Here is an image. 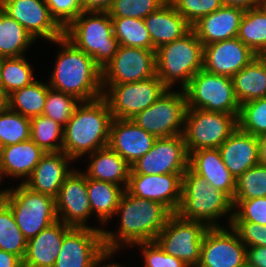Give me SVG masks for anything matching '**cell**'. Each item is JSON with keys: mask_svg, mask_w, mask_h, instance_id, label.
Segmentation results:
<instances>
[{"mask_svg": "<svg viewBox=\"0 0 266 267\" xmlns=\"http://www.w3.org/2000/svg\"><path fill=\"white\" fill-rule=\"evenodd\" d=\"M173 213L162 203L132 196L124 191L114 216H120L117 232L103 229L107 253H116L122 247L155 241Z\"/></svg>", "mask_w": 266, "mask_h": 267, "instance_id": "1", "label": "cell"}, {"mask_svg": "<svg viewBox=\"0 0 266 267\" xmlns=\"http://www.w3.org/2000/svg\"><path fill=\"white\" fill-rule=\"evenodd\" d=\"M57 52L54 69L47 81L50 88L75 96L81 102L103 97L102 69L93 58L75 47L64 36L53 41Z\"/></svg>", "mask_w": 266, "mask_h": 267, "instance_id": "2", "label": "cell"}, {"mask_svg": "<svg viewBox=\"0 0 266 267\" xmlns=\"http://www.w3.org/2000/svg\"><path fill=\"white\" fill-rule=\"evenodd\" d=\"M113 120L107 101L81 102L64 127L63 152L73 161L107 147Z\"/></svg>", "mask_w": 266, "mask_h": 267, "instance_id": "3", "label": "cell"}, {"mask_svg": "<svg viewBox=\"0 0 266 267\" xmlns=\"http://www.w3.org/2000/svg\"><path fill=\"white\" fill-rule=\"evenodd\" d=\"M176 213L183 219L204 222L208 227H221L218 219L228 215L229 227L233 201L188 168L182 176L181 202Z\"/></svg>", "mask_w": 266, "mask_h": 267, "instance_id": "4", "label": "cell"}, {"mask_svg": "<svg viewBox=\"0 0 266 267\" xmlns=\"http://www.w3.org/2000/svg\"><path fill=\"white\" fill-rule=\"evenodd\" d=\"M64 37L103 69L119 48L108 12L83 11L65 29Z\"/></svg>", "mask_w": 266, "mask_h": 267, "instance_id": "5", "label": "cell"}, {"mask_svg": "<svg viewBox=\"0 0 266 267\" xmlns=\"http://www.w3.org/2000/svg\"><path fill=\"white\" fill-rule=\"evenodd\" d=\"M203 49L192 29L182 38L156 49L157 77L168 89L179 83L183 90L191 78L203 69Z\"/></svg>", "mask_w": 266, "mask_h": 267, "instance_id": "6", "label": "cell"}, {"mask_svg": "<svg viewBox=\"0 0 266 267\" xmlns=\"http://www.w3.org/2000/svg\"><path fill=\"white\" fill-rule=\"evenodd\" d=\"M1 199L10 207L24 237L29 240L57 219L55 198L35 192L22 182L15 188H4Z\"/></svg>", "mask_w": 266, "mask_h": 267, "instance_id": "7", "label": "cell"}, {"mask_svg": "<svg viewBox=\"0 0 266 267\" xmlns=\"http://www.w3.org/2000/svg\"><path fill=\"white\" fill-rule=\"evenodd\" d=\"M183 90L188 108L239 115L240 103L230 77L201 69Z\"/></svg>", "mask_w": 266, "mask_h": 267, "instance_id": "8", "label": "cell"}, {"mask_svg": "<svg viewBox=\"0 0 266 267\" xmlns=\"http://www.w3.org/2000/svg\"><path fill=\"white\" fill-rule=\"evenodd\" d=\"M187 108L184 90L167 89L157 101L131 120L156 138L183 135Z\"/></svg>", "mask_w": 266, "mask_h": 267, "instance_id": "9", "label": "cell"}, {"mask_svg": "<svg viewBox=\"0 0 266 267\" xmlns=\"http://www.w3.org/2000/svg\"><path fill=\"white\" fill-rule=\"evenodd\" d=\"M238 116L187 108L183 136L188 153L219 148L238 128Z\"/></svg>", "mask_w": 266, "mask_h": 267, "instance_id": "10", "label": "cell"}, {"mask_svg": "<svg viewBox=\"0 0 266 267\" xmlns=\"http://www.w3.org/2000/svg\"><path fill=\"white\" fill-rule=\"evenodd\" d=\"M103 98L115 119H132L152 105L168 89L156 76L124 84H102Z\"/></svg>", "mask_w": 266, "mask_h": 267, "instance_id": "11", "label": "cell"}, {"mask_svg": "<svg viewBox=\"0 0 266 267\" xmlns=\"http://www.w3.org/2000/svg\"><path fill=\"white\" fill-rule=\"evenodd\" d=\"M208 228L204 222L183 219L173 213L155 242L168 255L179 258L189 267H197L203 235Z\"/></svg>", "mask_w": 266, "mask_h": 267, "instance_id": "12", "label": "cell"}, {"mask_svg": "<svg viewBox=\"0 0 266 267\" xmlns=\"http://www.w3.org/2000/svg\"><path fill=\"white\" fill-rule=\"evenodd\" d=\"M189 153L183 135L157 138L153 147L132 166L130 174H184Z\"/></svg>", "mask_w": 266, "mask_h": 267, "instance_id": "13", "label": "cell"}, {"mask_svg": "<svg viewBox=\"0 0 266 267\" xmlns=\"http://www.w3.org/2000/svg\"><path fill=\"white\" fill-rule=\"evenodd\" d=\"M156 76L155 50L120 45L102 69V84H124Z\"/></svg>", "mask_w": 266, "mask_h": 267, "instance_id": "14", "label": "cell"}, {"mask_svg": "<svg viewBox=\"0 0 266 267\" xmlns=\"http://www.w3.org/2000/svg\"><path fill=\"white\" fill-rule=\"evenodd\" d=\"M57 219L70 227L104 228L87 225L92 215L87 191V177L82 170L73 171L65 178L58 195L55 197Z\"/></svg>", "mask_w": 266, "mask_h": 267, "instance_id": "15", "label": "cell"}, {"mask_svg": "<svg viewBox=\"0 0 266 267\" xmlns=\"http://www.w3.org/2000/svg\"><path fill=\"white\" fill-rule=\"evenodd\" d=\"M106 254L102 231L73 227L64 236L53 267H95Z\"/></svg>", "mask_w": 266, "mask_h": 267, "instance_id": "16", "label": "cell"}, {"mask_svg": "<svg viewBox=\"0 0 266 267\" xmlns=\"http://www.w3.org/2000/svg\"><path fill=\"white\" fill-rule=\"evenodd\" d=\"M209 227L203 235L197 267H241L246 263V246L237 233L226 228Z\"/></svg>", "mask_w": 266, "mask_h": 267, "instance_id": "17", "label": "cell"}, {"mask_svg": "<svg viewBox=\"0 0 266 267\" xmlns=\"http://www.w3.org/2000/svg\"><path fill=\"white\" fill-rule=\"evenodd\" d=\"M0 9L35 40L43 38L53 42L64 36V29L52 17L45 0H2Z\"/></svg>", "mask_w": 266, "mask_h": 267, "instance_id": "18", "label": "cell"}, {"mask_svg": "<svg viewBox=\"0 0 266 267\" xmlns=\"http://www.w3.org/2000/svg\"><path fill=\"white\" fill-rule=\"evenodd\" d=\"M183 174H130L126 191L132 196L157 201L172 213L181 202Z\"/></svg>", "mask_w": 266, "mask_h": 267, "instance_id": "19", "label": "cell"}, {"mask_svg": "<svg viewBox=\"0 0 266 267\" xmlns=\"http://www.w3.org/2000/svg\"><path fill=\"white\" fill-rule=\"evenodd\" d=\"M256 56L238 37L205 45L203 69L232 78Z\"/></svg>", "mask_w": 266, "mask_h": 267, "instance_id": "20", "label": "cell"}, {"mask_svg": "<svg viewBox=\"0 0 266 267\" xmlns=\"http://www.w3.org/2000/svg\"><path fill=\"white\" fill-rule=\"evenodd\" d=\"M156 139L131 119L113 118L108 146L132 166L149 152Z\"/></svg>", "mask_w": 266, "mask_h": 267, "instance_id": "21", "label": "cell"}, {"mask_svg": "<svg viewBox=\"0 0 266 267\" xmlns=\"http://www.w3.org/2000/svg\"><path fill=\"white\" fill-rule=\"evenodd\" d=\"M71 162L74 163L63 151L47 152L23 184L35 192L55 198L65 178L73 171L69 166Z\"/></svg>", "mask_w": 266, "mask_h": 267, "instance_id": "22", "label": "cell"}, {"mask_svg": "<svg viewBox=\"0 0 266 267\" xmlns=\"http://www.w3.org/2000/svg\"><path fill=\"white\" fill-rule=\"evenodd\" d=\"M245 10L239 7L221 6L213 13L200 18L191 29L203 46L237 37Z\"/></svg>", "mask_w": 266, "mask_h": 267, "instance_id": "23", "label": "cell"}, {"mask_svg": "<svg viewBox=\"0 0 266 267\" xmlns=\"http://www.w3.org/2000/svg\"><path fill=\"white\" fill-rule=\"evenodd\" d=\"M72 228L57 220L37 236L27 240L23 267H53L61 250L64 236Z\"/></svg>", "mask_w": 266, "mask_h": 267, "instance_id": "24", "label": "cell"}, {"mask_svg": "<svg viewBox=\"0 0 266 267\" xmlns=\"http://www.w3.org/2000/svg\"><path fill=\"white\" fill-rule=\"evenodd\" d=\"M218 149L223 163L235 179L259 163L258 137L242 131L239 127Z\"/></svg>", "mask_w": 266, "mask_h": 267, "instance_id": "25", "label": "cell"}, {"mask_svg": "<svg viewBox=\"0 0 266 267\" xmlns=\"http://www.w3.org/2000/svg\"><path fill=\"white\" fill-rule=\"evenodd\" d=\"M189 168L233 201L236 179L223 163L218 148L198 149L189 154Z\"/></svg>", "mask_w": 266, "mask_h": 267, "instance_id": "26", "label": "cell"}, {"mask_svg": "<svg viewBox=\"0 0 266 267\" xmlns=\"http://www.w3.org/2000/svg\"><path fill=\"white\" fill-rule=\"evenodd\" d=\"M44 154L31 139L0 148V185L6 176L24 183Z\"/></svg>", "mask_w": 266, "mask_h": 267, "instance_id": "27", "label": "cell"}, {"mask_svg": "<svg viewBox=\"0 0 266 267\" xmlns=\"http://www.w3.org/2000/svg\"><path fill=\"white\" fill-rule=\"evenodd\" d=\"M156 49L182 38L191 30V25L167 1L158 10L143 19Z\"/></svg>", "mask_w": 266, "mask_h": 267, "instance_id": "28", "label": "cell"}, {"mask_svg": "<svg viewBox=\"0 0 266 267\" xmlns=\"http://www.w3.org/2000/svg\"><path fill=\"white\" fill-rule=\"evenodd\" d=\"M88 167L82 171L87 178L109 182L123 187L128 185L131 165L109 146L87 155Z\"/></svg>", "mask_w": 266, "mask_h": 267, "instance_id": "29", "label": "cell"}, {"mask_svg": "<svg viewBox=\"0 0 266 267\" xmlns=\"http://www.w3.org/2000/svg\"><path fill=\"white\" fill-rule=\"evenodd\" d=\"M234 92L241 104L266 97V56H256L233 77Z\"/></svg>", "mask_w": 266, "mask_h": 267, "instance_id": "30", "label": "cell"}, {"mask_svg": "<svg viewBox=\"0 0 266 267\" xmlns=\"http://www.w3.org/2000/svg\"><path fill=\"white\" fill-rule=\"evenodd\" d=\"M87 191L92 214L96 215L100 225H107L113 218L125 189L109 182L87 178Z\"/></svg>", "mask_w": 266, "mask_h": 267, "instance_id": "31", "label": "cell"}, {"mask_svg": "<svg viewBox=\"0 0 266 267\" xmlns=\"http://www.w3.org/2000/svg\"><path fill=\"white\" fill-rule=\"evenodd\" d=\"M237 37L258 56H266V3L245 10Z\"/></svg>", "mask_w": 266, "mask_h": 267, "instance_id": "32", "label": "cell"}, {"mask_svg": "<svg viewBox=\"0 0 266 267\" xmlns=\"http://www.w3.org/2000/svg\"><path fill=\"white\" fill-rule=\"evenodd\" d=\"M36 40L0 9V57H22Z\"/></svg>", "mask_w": 266, "mask_h": 267, "instance_id": "33", "label": "cell"}, {"mask_svg": "<svg viewBox=\"0 0 266 267\" xmlns=\"http://www.w3.org/2000/svg\"><path fill=\"white\" fill-rule=\"evenodd\" d=\"M48 83L34 80L30 85L13 91L7 96L8 108L32 118L43 113L47 99Z\"/></svg>", "mask_w": 266, "mask_h": 267, "instance_id": "34", "label": "cell"}, {"mask_svg": "<svg viewBox=\"0 0 266 267\" xmlns=\"http://www.w3.org/2000/svg\"><path fill=\"white\" fill-rule=\"evenodd\" d=\"M113 32L119 45L155 50L143 19L111 17Z\"/></svg>", "mask_w": 266, "mask_h": 267, "instance_id": "35", "label": "cell"}, {"mask_svg": "<svg viewBox=\"0 0 266 267\" xmlns=\"http://www.w3.org/2000/svg\"><path fill=\"white\" fill-rule=\"evenodd\" d=\"M33 66L25 56L3 58L0 69V88L8 96L13 91L30 85L36 77Z\"/></svg>", "mask_w": 266, "mask_h": 267, "instance_id": "36", "label": "cell"}, {"mask_svg": "<svg viewBox=\"0 0 266 267\" xmlns=\"http://www.w3.org/2000/svg\"><path fill=\"white\" fill-rule=\"evenodd\" d=\"M30 139L45 153L63 151L64 127L51 118L40 115L30 118Z\"/></svg>", "mask_w": 266, "mask_h": 267, "instance_id": "37", "label": "cell"}, {"mask_svg": "<svg viewBox=\"0 0 266 267\" xmlns=\"http://www.w3.org/2000/svg\"><path fill=\"white\" fill-rule=\"evenodd\" d=\"M26 249L27 239L19 229L10 207L0 199V250L23 260Z\"/></svg>", "mask_w": 266, "mask_h": 267, "instance_id": "38", "label": "cell"}, {"mask_svg": "<svg viewBox=\"0 0 266 267\" xmlns=\"http://www.w3.org/2000/svg\"><path fill=\"white\" fill-rule=\"evenodd\" d=\"M31 121L8 107L0 112V148L30 139Z\"/></svg>", "mask_w": 266, "mask_h": 267, "instance_id": "39", "label": "cell"}, {"mask_svg": "<svg viewBox=\"0 0 266 267\" xmlns=\"http://www.w3.org/2000/svg\"><path fill=\"white\" fill-rule=\"evenodd\" d=\"M238 127L255 137L266 135V97L240 105Z\"/></svg>", "mask_w": 266, "mask_h": 267, "instance_id": "40", "label": "cell"}, {"mask_svg": "<svg viewBox=\"0 0 266 267\" xmlns=\"http://www.w3.org/2000/svg\"><path fill=\"white\" fill-rule=\"evenodd\" d=\"M80 103L81 101L75 96L52 89L48 85L47 99L42 115L65 127Z\"/></svg>", "mask_w": 266, "mask_h": 267, "instance_id": "41", "label": "cell"}, {"mask_svg": "<svg viewBox=\"0 0 266 267\" xmlns=\"http://www.w3.org/2000/svg\"><path fill=\"white\" fill-rule=\"evenodd\" d=\"M266 197V165L258 163L236 179L233 199Z\"/></svg>", "mask_w": 266, "mask_h": 267, "instance_id": "42", "label": "cell"}, {"mask_svg": "<svg viewBox=\"0 0 266 267\" xmlns=\"http://www.w3.org/2000/svg\"><path fill=\"white\" fill-rule=\"evenodd\" d=\"M168 0H114L107 11L110 17H127L144 19L158 10Z\"/></svg>", "mask_w": 266, "mask_h": 267, "instance_id": "43", "label": "cell"}, {"mask_svg": "<svg viewBox=\"0 0 266 267\" xmlns=\"http://www.w3.org/2000/svg\"><path fill=\"white\" fill-rule=\"evenodd\" d=\"M231 221H249L266 226V197L233 199Z\"/></svg>", "mask_w": 266, "mask_h": 267, "instance_id": "44", "label": "cell"}, {"mask_svg": "<svg viewBox=\"0 0 266 267\" xmlns=\"http://www.w3.org/2000/svg\"><path fill=\"white\" fill-rule=\"evenodd\" d=\"M177 12L192 26L200 18L223 6L221 0H168Z\"/></svg>", "mask_w": 266, "mask_h": 267, "instance_id": "45", "label": "cell"}, {"mask_svg": "<svg viewBox=\"0 0 266 267\" xmlns=\"http://www.w3.org/2000/svg\"><path fill=\"white\" fill-rule=\"evenodd\" d=\"M144 260L142 267H189L179 258L168 255L155 241L138 243Z\"/></svg>", "mask_w": 266, "mask_h": 267, "instance_id": "46", "label": "cell"}, {"mask_svg": "<svg viewBox=\"0 0 266 267\" xmlns=\"http://www.w3.org/2000/svg\"><path fill=\"white\" fill-rule=\"evenodd\" d=\"M52 17L65 29L82 12L81 0H45Z\"/></svg>", "mask_w": 266, "mask_h": 267, "instance_id": "47", "label": "cell"}, {"mask_svg": "<svg viewBox=\"0 0 266 267\" xmlns=\"http://www.w3.org/2000/svg\"><path fill=\"white\" fill-rule=\"evenodd\" d=\"M231 228L246 247H266V226L249 221H231Z\"/></svg>", "mask_w": 266, "mask_h": 267, "instance_id": "48", "label": "cell"}, {"mask_svg": "<svg viewBox=\"0 0 266 267\" xmlns=\"http://www.w3.org/2000/svg\"><path fill=\"white\" fill-rule=\"evenodd\" d=\"M246 263L252 267H266V247H247Z\"/></svg>", "mask_w": 266, "mask_h": 267, "instance_id": "49", "label": "cell"}, {"mask_svg": "<svg viewBox=\"0 0 266 267\" xmlns=\"http://www.w3.org/2000/svg\"><path fill=\"white\" fill-rule=\"evenodd\" d=\"M114 0H81L83 11L107 12Z\"/></svg>", "mask_w": 266, "mask_h": 267, "instance_id": "50", "label": "cell"}, {"mask_svg": "<svg viewBox=\"0 0 266 267\" xmlns=\"http://www.w3.org/2000/svg\"><path fill=\"white\" fill-rule=\"evenodd\" d=\"M0 267H23V260L19 256L0 250Z\"/></svg>", "mask_w": 266, "mask_h": 267, "instance_id": "51", "label": "cell"}, {"mask_svg": "<svg viewBox=\"0 0 266 267\" xmlns=\"http://www.w3.org/2000/svg\"><path fill=\"white\" fill-rule=\"evenodd\" d=\"M263 0H221L223 5L239 7L244 10L258 6Z\"/></svg>", "mask_w": 266, "mask_h": 267, "instance_id": "52", "label": "cell"}, {"mask_svg": "<svg viewBox=\"0 0 266 267\" xmlns=\"http://www.w3.org/2000/svg\"><path fill=\"white\" fill-rule=\"evenodd\" d=\"M259 163L266 165V135L258 137Z\"/></svg>", "mask_w": 266, "mask_h": 267, "instance_id": "53", "label": "cell"}, {"mask_svg": "<svg viewBox=\"0 0 266 267\" xmlns=\"http://www.w3.org/2000/svg\"><path fill=\"white\" fill-rule=\"evenodd\" d=\"M114 253H107L96 265L95 267H125V265H121L120 262L119 263H115V262H112V261H109V260H112L114 259L113 257ZM109 261L111 263L107 264V262L105 261ZM102 263H105V264H102ZM103 265V266H102Z\"/></svg>", "mask_w": 266, "mask_h": 267, "instance_id": "54", "label": "cell"}, {"mask_svg": "<svg viewBox=\"0 0 266 267\" xmlns=\"http://www.w3.org/2000/svg\"><path fill=\"white\" fill-rule=\"evenodd\" d=\"M8 107L7 95L0 88V112L4 111Z\"/></svg>", "mask_w": 266, "mask_h": 267, "instance_id": "55", "label": "cell"}, {"mask_svg": "<svg viewBox=\"0 0 266 267\" xmlns=\"http://www.w3.org/2000/svg\"><path fill=\"white\" fill-rule=\"evenodd\" d=\"M241 267H252V266H250V265H248L247 263H245L243 266H241Z\"/></svg>", "mask_w": 266, "mask_h": 267, "instance_id": "56", "label": "cell"}, {"mask_svg": "<svg viewBox=\"0 0 266 267\" xmlns=\"http://www.w3.org/2000/svg\"><path fill=\"white\" fill-rule=\"evenodd\" d=\"M2 59L3 57H0V69H1Z\"/></svg>", "mask_w": 266, "mask_h": 267, "instance_id": "57", "label": "cell"}, {"mask_svg": "<svg viewBox=\"0 0 266 267\" xmlns=\"http://www.w3.org/2000/svg\"><path fill=\"white\" fill-rule=\"evenodd\" d=\"M2 191H3V190H0V199H1V197H2Z\"/></svg>", "mask_w": 266, "mask_h": 267, "instance_id": "58", "label": "cell"}]
</instances>
